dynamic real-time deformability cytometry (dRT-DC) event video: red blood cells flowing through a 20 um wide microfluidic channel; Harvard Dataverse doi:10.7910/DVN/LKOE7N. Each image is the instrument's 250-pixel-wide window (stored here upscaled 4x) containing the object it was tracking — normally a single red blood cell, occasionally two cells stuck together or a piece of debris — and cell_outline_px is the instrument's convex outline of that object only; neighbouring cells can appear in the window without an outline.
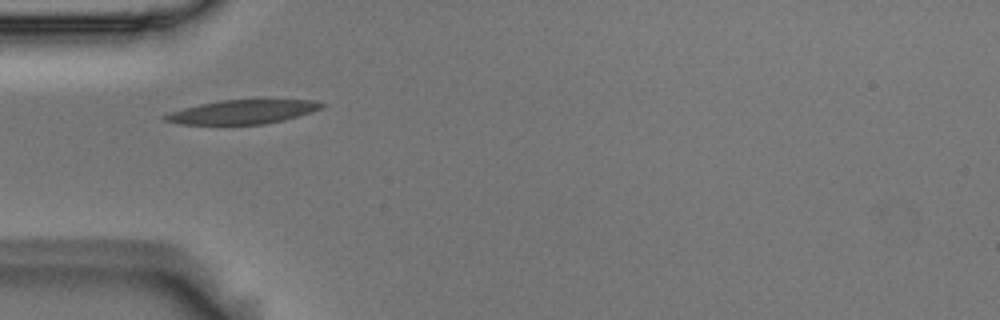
{"species": "Egyptian fruit bat (a non-hibernating species)", "species_latin": "Rousettus aegyptiacus", "temperature_condition": "room temperature", "stored_images_in_passage": 4, "camera_frame_rate_fps": 3000, "um_per_image_px": 0.085, "animal": {"sex": "male"}, "frame": {"image": 1, "passage_image": 1, "time_ms": 0.0, "image_size_px": [1000, 320], "cell_outline_px": [[328, 104], [312, 112], [284, 120], [264, 124], [180, 124], [164, 120], [160, 116], [184, 108], [200, 104], [220, 100], [312, 100]], "centroid_in_image_um": [20.63, 9.51], "position_along_channel_um": 64.4, "area_um2": 21.68}}
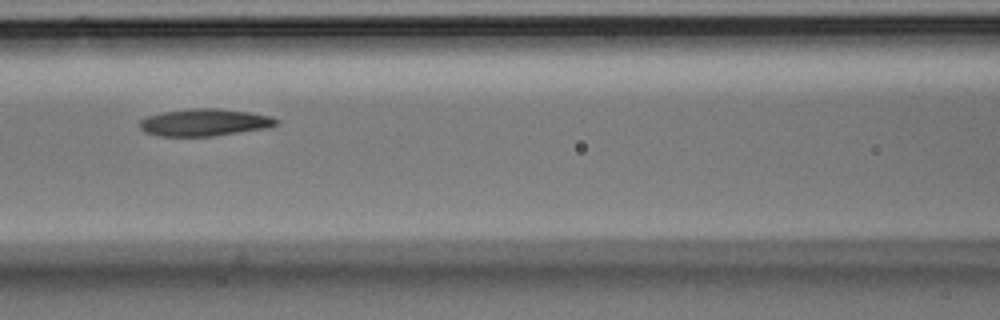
{"frame": {"image": 2, "passage_image": 3, "time_ms": 0.667, "image_size_px": [1000, 320], "cell_outline_px": [[280, 124], [268, 128], [212, 136], [160, 136], [144, 132], [140, 128], [140, 120], [148, 116], [164, 112], [192, 108], [220, 108], [248, 112], [268, 116], [280, 120]], "centroid_in_image_um": [17.41, 10.41], "position_along_channel_um": 149.2, "area_um2": 21.62}}
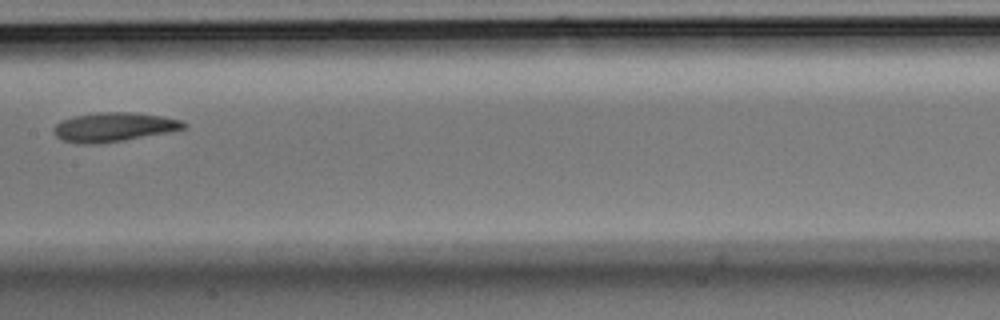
{"frame": {"image": 3, "passage_image": 4, "time_ms": 1.0, "image_size_px": [1000, 320], "cell_outline_px": [[188, 124], [184, 128], [124, 140], [100, 144], [84, 144], [64, 140], [56, 136], [56, 124], [60, 120], [72, 116], [96, 112], [132, 112], [164, 116], [180, 120]], "centroid_in_image_um": [9.66, 10.78], "position_along_channel_um": 197.7, "area_um2": 21.79}}